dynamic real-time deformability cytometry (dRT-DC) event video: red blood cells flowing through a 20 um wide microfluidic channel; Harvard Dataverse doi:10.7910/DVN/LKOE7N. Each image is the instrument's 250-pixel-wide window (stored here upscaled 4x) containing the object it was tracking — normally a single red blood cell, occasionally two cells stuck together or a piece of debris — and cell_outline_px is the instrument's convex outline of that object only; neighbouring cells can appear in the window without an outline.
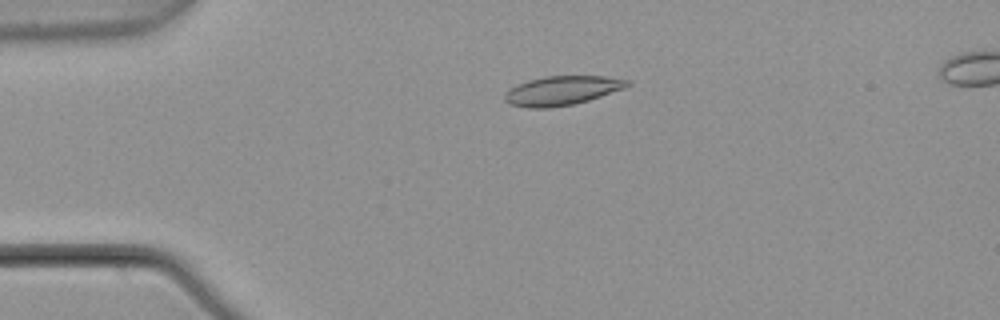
{"species": "common noctule bat (a hibernating species)", "species_latin": "Nyctalus noctula", "temperature_condition": "warm", "stored_images_in_passage": 6, "camera_frame_rate_fps": 3000, "um_per_image_px": 0.085, "animal": {"sex": "male", "body_mass_g": 21.5, "forearm_length_mm": 52.0}, "frame": {"image": 1, "passage_image": 4, "time_ms": 1.0, "image_size_px": [1000, 320], "cell_outline_px": [[632, 84], [624, 88], [588, 100], [572, 104], [548, 108], [528, 108], [508, 104], [504, 100], [504, 96], [508, 88], [516, 84], [528, 80], [544, 76], [604, 76], [628, 80]], "centroid_in_image_um": [47.71, 7.7], "position_along_channel_um": 37.3, "area_um2": 20.87}}